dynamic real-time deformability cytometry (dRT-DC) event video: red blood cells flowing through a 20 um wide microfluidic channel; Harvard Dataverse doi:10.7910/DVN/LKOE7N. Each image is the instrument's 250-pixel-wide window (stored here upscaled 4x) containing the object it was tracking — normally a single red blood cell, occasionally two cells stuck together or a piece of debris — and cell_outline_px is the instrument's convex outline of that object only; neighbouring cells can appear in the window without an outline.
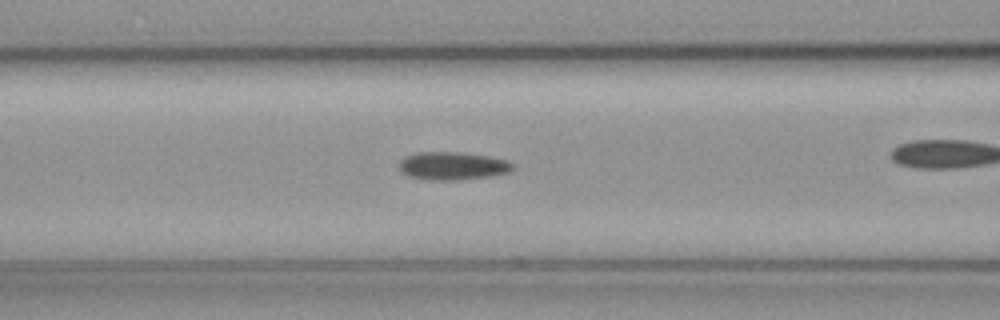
{"species": "common noctule bat (a hibernating species)", "species_latin": "Nyctalus noctula", "temperature_condition": "cold", "stored_images_in_passage": 36, "camera_frame_rate_fps": 3000, "um_per_image_px": 0.085, "animal": {"sex": "female", "body_mass_g": 19.3, "forearm_length_mm": 54.1}, "frame": {"image": 1, "passage_image": 16, "time_ms": 5.0, "image_size_px": [1000, 320], "cell_outline_px": [[516, 164], [508, 172], [492, 176], [460, 180], [428, 180], [408, 176], [400, 168], [400, 160], [404, 156], [416, 152], [456, 152], [488, 156], [508, 160]], "centroid_in_image_um": [38.48, 14.1], "position_along_channel_um": 128.1, "area_um2": 18.61}}